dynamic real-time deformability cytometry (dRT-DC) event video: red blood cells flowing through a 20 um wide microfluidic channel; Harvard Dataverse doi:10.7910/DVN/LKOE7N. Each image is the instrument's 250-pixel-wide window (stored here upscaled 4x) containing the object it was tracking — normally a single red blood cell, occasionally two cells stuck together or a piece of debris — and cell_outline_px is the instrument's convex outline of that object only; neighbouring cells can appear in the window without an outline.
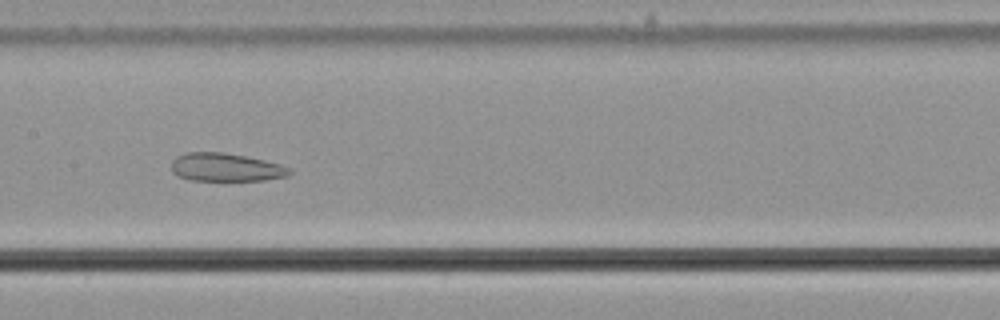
{"species": "common noctule bat (a hibernating species)", "species_latin": "Nyctalus noctula", "temperature_condition": "cold", "stored_images_in_passage": 57, "camera_frame_rate_fps": 3000, "um_per_image_px": 0.085, "animal": {"sex": "male", "body_mass_g": 21.5, "forearm_length_mm": 52.0}, "frame": {"image": 1, "passage_image": 29, "time_ms": 9.333, "image_size_px": [1000, 320], "cell_outline_px": [[292, 172], [288, 176], [264, 180], [192, 180], [176, 176], [172, 172], [172, 160], [176, 156], [188, 152], [220, 152], [244, 156], [264, 160], [280, 164], [292, 168]], "centroid_in_image_um": [19.19, 14.22], "position_along_channel_um": 188.2, "area_um2": 19.42}}
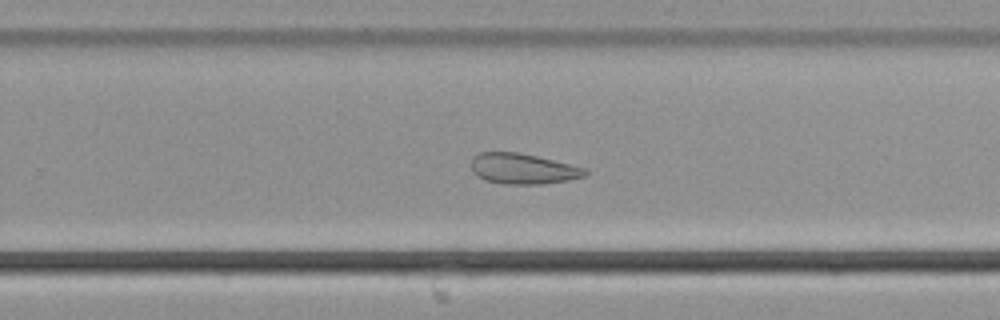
{"frame": {"image": 2, "passage_image": 37, "time_ms": 12.0, "image_size_px": [1000, 320], "cell_outline_px": [[588, 172], [584, 176], [568, 180], [544, 184], [504, 184], [484, 180], [472, 172], [472, 160], [480, 152], [516, 152], [536, 156], [584, 168]], "centroid_in_image_um": [44.42, 14.35], "position_along_channel_um": 285.4, "area_um2": 20.0}}
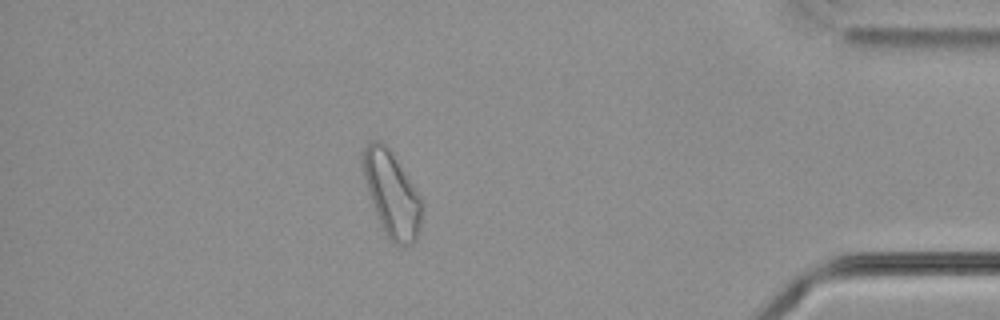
{"frame": {"image": 3, "passage_image": 50, "time_ms": 16.333, "image_size_px": [1000, 320], "cell_outline_px": [[424, 208], [420, 228], [416, 240], [412, 244], [392, 244], [384, 232], [380, 224], [368, 192], [364, 176], [364, 148], [372, 140], [380, 140], [388, 148], [420, 196]], "centroid_in_image_um": [33.33, 16.56], "position_along_channel_um": 401.9, "area_um2": 28.67}, "authors_computed_cell_mechanics": {"area_um2": 27.455, "velocity_mm_per_s": 3.6481, "shape_relaxation_time_tau1_ms": null, "shape_relaxation_time_tau2_ms": 2.3505, "deformation_change_tau1": null, "deformation_change_tau2": 0.0847}}